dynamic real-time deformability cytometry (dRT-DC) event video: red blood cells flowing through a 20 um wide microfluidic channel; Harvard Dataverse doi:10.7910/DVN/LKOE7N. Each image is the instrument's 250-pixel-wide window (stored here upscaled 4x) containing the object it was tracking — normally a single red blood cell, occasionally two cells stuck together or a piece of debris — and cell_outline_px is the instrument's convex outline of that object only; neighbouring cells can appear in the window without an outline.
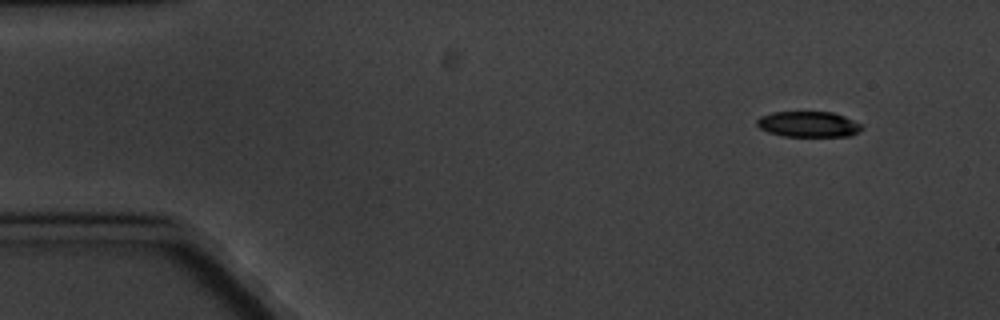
{"species": "common noctule bat (a hibernating species)", "species_latin": "Nyctalus noctula", "temperature_condition": "cold", "stored_images_in_passage": 10, "camera_frame_rate_fps": 3000, "um_per_image_px": 0.085, "animal": {"sex": "male", "body_mass_g": 20.1, "forearm_length_mm": 53.5}, "frame": {"image": 1, "passage_image": 1, "time_ms": 0.0, "image_size_px": [1000, 320], "cell_outline_px": [[864, 128], [860, 132], [848, 136], [784, 136], [768, 132], [760, 128], [756, 124], [756, 120], [760, 116], [772, 112], [832, 112], [844, 116], [860, 124]], "centroid_in_image_um": [68.71, 10.56], "position_along_channel_um": 16.3, "area_um2": 15.66}}
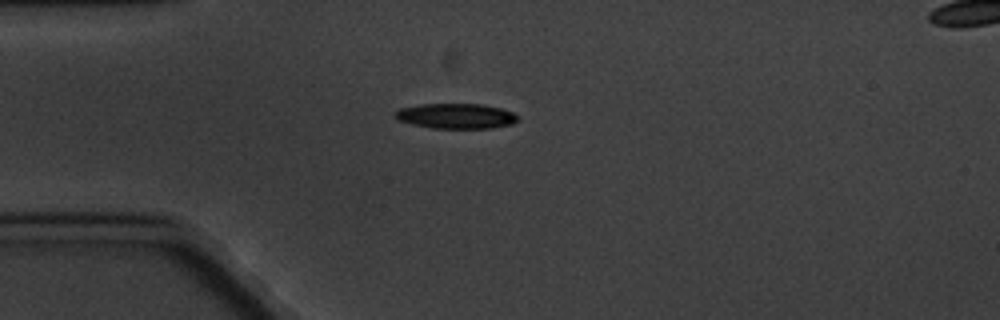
{"frame": {"image": 2, "passage_image": 4, "time_ms": 3.333, "image_size_px": [1000, 320], "cell_outline_px": [[516, 120], [512, 124], [492, 128], [432, 128], [412, 124], [400, 120], [392, 116], [392, 112], [400, 108], [420, 104], [484, 104], [500, 108], [512, 112], [516, 116]], "centroid_in_image_um": [38.7, 9.85], "position_along_channel_um": 46.3, "area_um2": 17.98}}